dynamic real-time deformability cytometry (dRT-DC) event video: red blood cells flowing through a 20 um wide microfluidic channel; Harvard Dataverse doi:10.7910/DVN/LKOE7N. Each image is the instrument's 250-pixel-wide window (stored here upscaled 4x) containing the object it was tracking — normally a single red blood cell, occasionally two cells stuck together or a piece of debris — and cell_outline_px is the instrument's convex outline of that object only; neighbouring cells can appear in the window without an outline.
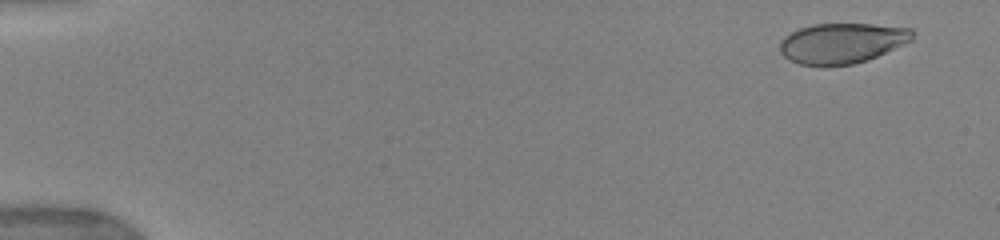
{"species": "human", "species_latin": "Homo sapiens", "temperature_condition": "warm", "stored_images_in_passage": 18, "camera_frame_rate_fps": 3000, "um_per_image_px": 0.085, "donor": {"sex": "female"}, "frame": {"image": 1, "passage_image": 3, "time_ms": 1.0, "image_size_px": [1000, 240], "cell_outline_px": [[916, 32], [912, 40], [904, 44], [868, 60], [852, 64], [800, 64], [784, 56], [780, 52], [780, 40], [784, 36], [800, 28], [812, 24], [872, 24], [912, 28]], "centroid_in_image_um": [71.61, 3.64], "position_along_channel_um": 13.4, "area_um2": 30.87}}
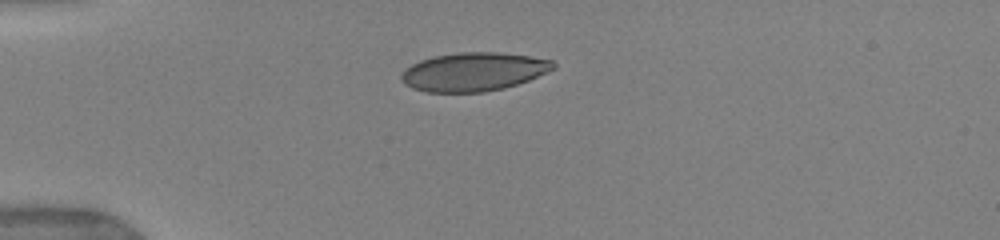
{"frame": {"image": 2, "passage_image": 12, "time_ms": 4.667, "image_size_px": [1000, 240], "cell_outline_px": [[556, 68], [548, 72], [528, 80], [504, 88], [484, 92], [428, 92], [412, 88], [404, 84], [400, 76], [404, 68], [420, 60], [432, 56], [460, 52], [500, 52], [528, 56], [552, 60], [556, 64]], "centroid_in_image_um": [40.24, 6.09], "position_along_channel_um": 44.8, "area_um2": 34.28}}